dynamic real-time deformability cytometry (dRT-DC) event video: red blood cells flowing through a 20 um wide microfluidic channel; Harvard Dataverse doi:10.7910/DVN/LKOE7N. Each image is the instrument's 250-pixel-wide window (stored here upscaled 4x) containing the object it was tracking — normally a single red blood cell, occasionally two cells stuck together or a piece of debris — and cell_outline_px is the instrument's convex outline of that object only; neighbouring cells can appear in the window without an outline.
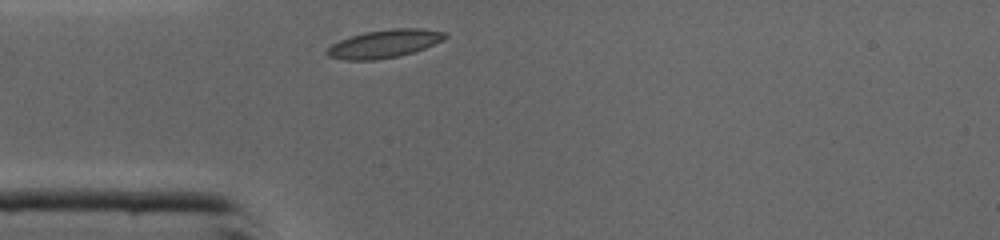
{"species": "common noctule bat (a hibernating species)", "species_latin": "Nyctalus noctula", "temperature_condition": "cold", "stored_images_in_passage": 24, "camera_frame_rate_fps": 3000, "um_per_image_px": 0.085, "animal": {"sex": "male", "body_mass_g": 19.0, "forearm_length_mm": 50.8}, "frame": {"image": 1, "passage_image": 1, "time_ms": 0.0, "image_size_px": [1000, 240], "cell_outline_px": [[448, 36], [444, 40], [424, 48], [412, 52], [396, 56], [376, 60], [344, 60], [328, 56], [324, 52], [332, 44], [340, 40], [364, 32], [392, 28], [424, 28], [448, 32]], "centroid_in_image_um": [32.69, 3.7], "position_along_channel_um": 52.3, "area_um2": 19.36}}
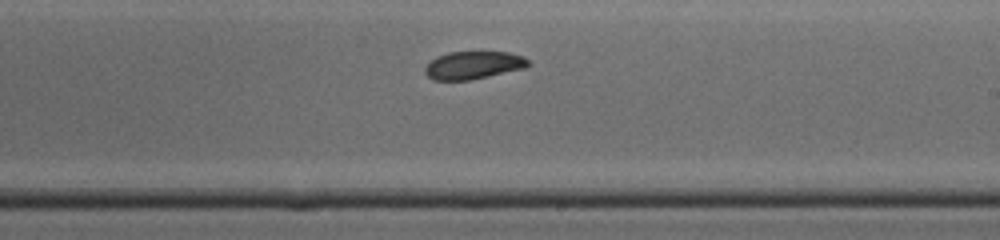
{"frame": {"image": 2, "passage_image": 15, "time_ms": 4.667, "image_size_px": [1000, 240], "cell_outline_px": [[532, 64], [524, 68], [472, 80], [432, 80], [424, 72], [424, 68], [436, 56], [448, 52], [480, 48], [508, 52], [524, 56]], "centroid_in_image_um": [40.26, 5.48], "position_along_channel_um": 248.7, "area_um2": 17.69}}
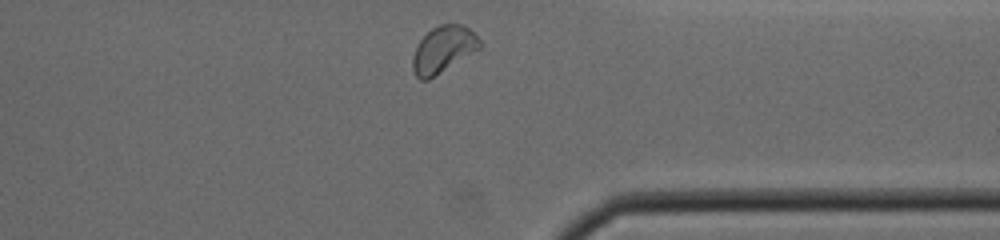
{"frame": {"image": 3, "passage_image": 24, "time_ms": 7.667, "image_size_px": [1000, 240], "cell_outline_px": [[480, 48], [428, 80], [420, 80], [416, 76], [412, 68], [412, 56], [420, 40], [432, 28], [440, 24], [460, 24], [468, 28], [480, 40]], "centroid_in_image_um": [37.64, 4.21], "position_along_channel_um": 373.8, "area_um2": 17.86}, "authors_computed_cell_mechanics": {"area_um2": 17.8024, "velocity_mm_per_s": 4.3355, "shape_relaxation_time_tau1_ms": 7.9152, "shape_relaxation_time_tau2_ms": 3.4165, "deformation_change_tau1": 0.1847, "deformation_change_tau2": 0.0632}}